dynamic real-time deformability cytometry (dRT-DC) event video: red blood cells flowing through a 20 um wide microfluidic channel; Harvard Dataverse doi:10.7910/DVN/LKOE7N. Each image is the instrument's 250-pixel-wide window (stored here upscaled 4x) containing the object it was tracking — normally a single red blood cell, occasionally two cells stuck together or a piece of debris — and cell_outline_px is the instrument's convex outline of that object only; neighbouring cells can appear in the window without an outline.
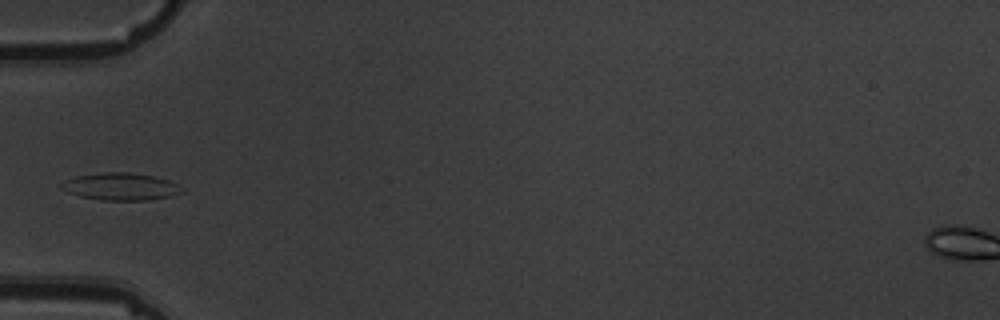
{"species": "common noctule bat (a hibernating species)", "species_latin": "Nyctalus noctula", "temperature_condition": "warm", "stored_images_in_passage": 7, "camera_frame_rate_fps": 3000, "um_per_image_px": 0.085, "animal": {"sex": "male", "body_mass_g": 19.5, "forearm_length_mm": 54.6}, "frame": {"image": 1, "passage_image": 6, "time_ms": 5.667, "image_size_px": [1000, 320], "cell_outline_px": [[184, 192], [172, 196], [148, 200], [100, 200], [80, 196], [68, 192], [60, 188], [60, 184], [64, 180], [76, 176], [100, 172], [128, 172], [156, 176], [168, 180], [176, 184]], "centroid_in_image_um": [10.23, 15.85], "position_along_channel_um": 74.8, "area_um2": 19.25}}